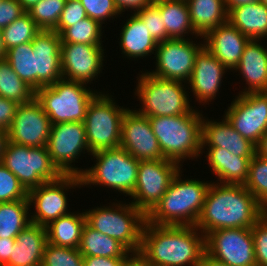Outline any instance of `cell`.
Segmentation results:
<instances>
[{"mask_svg":"<svg viewBox=\"0 0 267 266\" xmlns=\"http://www.w3.org/2000/svg\"><path fill=\"white\" fill-rule=\"evenodd\" d=\"M218 184H210L195 225L204 236L218 229L251 228L267 212L244 185Z\"/></svg>","mask_w":267,"mask_h":266,"instance_id":"6da1fadb","label":"cell"},{"mask_svg":"<svg viewBox=\"0 0 267 266\" xmlns=\"http://www.w3.org/2000/svg\"><path fill=\"white\" fill-rule=\"evenodd\" d=\"M196 231V226L154 225L146 221L139 254L151 266H198L206 248L205 236L198 237Z\"/></svg>","mask_w":267,"mask_h":266,"instance_id":"7a4b0ae2","label":"cell"},{"mask_svg":"<svg viewBox=\"0 0 267 266\" xmlns=\"http://www.w3.org/2000/svg\"><path fill=\"white\" fill-rule=\"evenodd\" d=\"M180 172L173 178L166 193L146 215L154 225L195 226L211 183L199 180H180Z\"/></svg>","mask_w":267,"mask_h":266,"instance_id":"3957f363","label":"cell"},{"mask_svg":"<svg viewBox=\"0 0 267 266\" xmlns=\"http://www.w3.org/2000/svg\"><path fill=\"white\" fill-rule=\"evenodd\" d=\"M202 115L195 111L179 116L149 117L154 135L165 159L179 163L196 157L201 150Z\"/></svg>","mask_w":267,"mask_h":266,"instance_id":"277c9868","label":"cell"},{"mask_svg":"<svg viewBox=\"0 0 267 266\" xmlns=\"http://www.w3.org/2000/svg\"><path fill=\"white\" fill-rule=\"evenodd\" d=\"M84 85L62 78L35 91V98L48 115L51 125L84 121L87 107L97 95Z\"/></svg>","mask_w":267,"mask_h":266,"instance_id":"5b68a950","label":"cell"},{"mask_svg":"<svg viewBox=\"0 0 267 266\" xmlns=\"http://www.w3.org/2000/svg\"><path fill=\"white\" fill-rule=\"evenodd\" d=\"M94 208L85 213L86 223L93 229L120 242L130 253H139L146 215L132 203Z\"/></svg>","mask_w":267,"mask_h":266,"instance_id":"8992f818","label":"cell"},{"mask_svg":"<svg viewBox=\"0 0 267 266\" xmlns=\"http://www.w3.org/2000/svg\"><path fill=\"white\" fill-rule=\"evenodd\" d=\"M92 155L97 163L83 171L82 185H105L131 196L137 183L139 160L122 147L100 150Z\"/></svg>","mask_w":267,"mask_h":266,"instance_id":"52a82bcc","label":"cell"},{"mask_svg":"<svg viewBox=\"0 0 267 266\" xmlns=\"http://www.w3.org/2000/svg\"><path fill=\"white\" fill-rule=\"evenodd\" d=\"M139 78L136 92L143 109L137 112L141 115L179 116L193 111L182 81L163 79L148 72L141 74Z\"/></svg>","mask_w":267,"mask_h":266,"instance_id":"ba28073f","label":"cell"},{"mask_svg":"<svg viewBox=\"0 0 267 266\" xmlns=\"http://www.w3.org/2000/svg\"><path fill=\"white\" fill-rule=\"evenodd\" d=\"M109 97L97 93L87 107L83 123L90 153L120 147L122 119L128 109L115 105Z\"/></svg>","mask_w":267,"mask_h":266,"instance_id":"9c48e42d","label":"cell"},{"mask_svg":"<svg viewBox=\"0 0 267 266\" xmlns=\"http://www.w3.org/2000/svg\"><path fill=\"white\" fill-rule=\"evenodd\" d=\"M1 163L27 191L62 175L53 165L46 146L29 147L8 141Z\"/></svg>","mask_w":267,"mask_h":266,"instance_id":"30bf717a","label":"cell"},{"mask_svg":"<svg viewBox=\"0 0 267 266\" xmlns=\"http://www.w3.org/2000/svg\"><path fill=\"white\" fill-rule=\"evenodd\" d=\"M179 163L169 159L139 161L132 204L147 215L166 193L180 171Z\"/></svg>","mask_w":267,"mask_h":266,"instance_id":"8fae6325","label":"cell"},{"mask_svg":"<svg viewBox=\"0 0 267 266\" xmlns=\"http://www.w3.org/2000/svg\"><path fill=\"white\" fill-rule=\"evenodd\" d=\"M46 147L53 165L62 175L81 176L83 174L82 170L71 165L80 156L82 150L87 149V152H90L83 122L51 125Z\"/></svg>","mask_w":267,"mask_h":266,"instance_id":"7c38bea8","label":"cell"},{"mask_svg":"<svg viewBox=\"0 0 267 266\" xmlns=\"http://www.w3.org/2000/svg\"><path fill=\"white\" fill-rule=\"evenodd\" d=\"M206 253L228 266H256L251 228H228L205 236Z\"/></svg>","mask_w":267,"mask_h":266,"instance_id":"4fadbf2b","label":"cell"},{"mask_svg":"<svg viewBox=\"0 0 267 266\" xmlns=\"http://www.w3.org/2000/svg\"><path fill=\"white\" fill-rule=\"evenodd\" d=\"M224 116L241 136L257 145L267 132V92L239 93Z\"/></svg>","mask_w":267,"mask_h":266,"instance_id":"5bb4252c","label":"cell"},{"mask_svg":"<svg viewBox=\"0 0 267 266\" xmlns=\"http://www.w3.org/2000/svg\"><path fill=\"white\" fill-rule=\"evenodd\" d=\"M80 184V185H79ZM81 186V176L61 175L57 180L45 182L28 191V201L34 203L36 214L31 216L32 223L47 226L53 220L69 214L67 209V197L63 191L72 186Z\"/></svg>","mask_w":267,"mask_h":266,"instance_id":"9a60e30c","label":"cell"},{"mask_svg":"<svg viewBox=\"0 0 267 266\" xmlns=\"http://www.w3.org/2000/svg\"><path fill=\"white\" fill-rule=\"evenodd\" d=\"M204 46H197L188 39H168L157 44L156 71L148 72L153 76L177 81H189L195 56Z\"/></svg>","mask_w":267,"mask_h":266,"instance_id":"2e32d148","label":"cell"},{"mask_svg":"<svg viewBox=\"0 0 267 266\" xmlns=\"http://www.w3.org/2000/svg\"><path fill=\"white\" fill-rule=\"evenodd\" d=\"M51 122L34 98L28 103L19 104L8 131L9 142L17 145L47 146Z\"/></svg>","mask_w":267,"mask_h":266,"instance_id":"e0dca14e","label":"cell"},{"mask_svg":"<svg viewBox=\"0 0 267 266\" xmlns=\"http://www.w3.org/2000/svg\"><path fill=\"white\" fill-rule=\"evenodd\" d=\"M120 147L139 161L165 159L149 117L128 109L122 119Z\"/></svg>","mask_w":267,"mask_h":266,"instance_id":"ac0fdd59","label":"cell"},{"mask_svg":"<svg viewBox=\"0 0 267 266\" xmlns=\"http://www.w3.org/2000/svg\"><path fill=\"white\" fill-rule=\"evenodd\" d=\"M103 51L102 45L61 43L63 79L85 84L92 81L102 69Z\"/></svg>","mask_w":267,"mask_h":266,"instance_id":"d6986e66","label":"cell"},{"mask_svg":"<svg viewBox=\"0 0 267 266\" xmlns=\"http://www.w3.org/2000/svg\"><path fill=\"white\" fill-rule=\"evenodd\" d=\"M61 37L54 30H41L32 41L36 63V90L63 78Z\"/></svg>","mask_w":267,"mask_h":266,"instance_id":"ffe728a7","label":"cell"},{"mask_svg":"<svg viewBox=\"0 0 267 266\" xmlns=\"http://www.w3.org/2000/svg\"><path fill=\"white\" fill-rule=\"evenodd\" d=\"M204 46L227 68L234 69L250 38L242 34L229 21L204 35Z\"/></svg>","mask_w":267,"mask_h":266,"instance_id":"44dd1931","label":"cell"},{"mask_svg":"<svg viewBox=\"0 0 267 266\" xmlns=\"http://www.w3.org/2000/svg\"><path fill=\"white\" fill-rule=\"evenodd\" d=\"M227 68L203 46L195 56L194 68L189 79L192 92L200 102L214 99ZM214 97V98H213Z\"/></svg>","mask_w":267,"mask_h":266,"instance_id":"7402d4cb","label":"cell"},{"mask_svg":"<svg viewBox=\"0 0 267 266\" xmlns=\"http://www.w3.org/2000/svg\"><path fill=\"white\" fill-rule=\"evenodd\" d=\"M224 118L222 122L205 121V119H202L201 149L206 144L209 148H224L236 156L254 157L256 145L241 136L226 117Z\"/></svg>","mask_w":267,"mask_h":266,"instance_id":"603a6c76","label":"cell"},{"mask_svg":"<svg viewBox=\"0 0 267 266\" xmlns=\"http://www.w3.org/2000/svg\"><path fill=\"white\" fill-rule=\"evenodd\" d=\"M47 244L46 227L30 222L15 238L4 266H41Z\"/></svg>","mask_w":267,"mask_h":266,"instance_id":"cb8c5ba5","label":"cell"},{"mask_svg":"<svg viewBox=\"0 0 267 266\" xmlns=\"http://www.w3.org/2000/svg\"><path fill=\"white\" fill-rule=\"evenodd\" d=\"M258 41L249 40L238 65L234 68L242 73L249 86L248 90L242 91L241 94L267 92V49L258 44Z\"/></svg>","mask_w":267,"mask_h":266,"instance_id":"d4e9b609","label":"cell"},{"mask_svg":"<svg viewBox=\"0 0 267 266\" xmlns=\"http://www.w3.org/2000/svg\"><path fill=\"white\" fill-rule=\"evenodd\" d=\"M208 150L207 160L221 184L244 185L248 178L249 163L253 157L236 156L221 147Z\"/></svg>","mask_w":267,"mask_h":266,"instance_id":"484cf974","label":"cell"},{"mask_svg":"<svg viewBox=\"0 0 267 266\" xmlns=\"http://www.w3.org/2000/svg\"><path fill=\"white\" fill-rule=\"evenodd\" d=\"M228 21L250 39L267 37V4L241 5L228 13Z\"/></svg>","mask_w":267,"mask_h":266,"instance_id":"4316f807","label":"cell"},{"mask_svg":"<svg viewBox=\"0 0 267 266\" xmlns=\"http://www.w3.org/2000/svg\"><path fill=\"white\" fill-rule=\"evenodd\" d=\"M120 34V47L128 57L141 58L156 51L158 43L152 38L146 24L136 13L126 21Z\"/></svg>","mask_w":267,"mask_h":266,"instance_id":"83f0119b","label":"cell"},{"mask_svg":"<svg viewBox=\"0 0 267 266\" xmlns=\"http://www.w3.org/2000/svg\"><path fill=\"white\" fill-rule=\"evenodd\" d=\"M192 25L197 36L228 21L224 0H186Z\"/></svg>","mask_w":267,"mask_h":266,"instance_id":"f1b7e54d","label":"cell"},{"mask_svg":"<svg viewBox=\"0 0 267 266\" xmlns=\"http://www.w3.org/2000/svg\"><path fill=\"white\" fill-rule=\"evenodd\" d=\"M46 227L47 242L56 246L79 248L86 216L66 214L50 222Z\"/></svg>","mask_w":267,"mask_h":266,"instance_id":"f546056e","label":"cell"},{"mask_svg":"<svg viewBox=\"0 0 267 266\" xmlns=\"http://www.w3.org/2000/svg\"><path fill=\"white\" fill-rule=\"evenodd\" d=\"M153 3L160 10L168 39H183L185 33L190 31L196 35L186 0H159Z\"/></svg>","mask_w":267,"mask_h":266,"instance_id":"4dcf8cb0","label":"cell"},{"mask_svg":"<svg viewBox=\"0 0 267 266\" xmlns=\"http://www.w3.org/2000/svg\"><path fill=\"white\" fill-rule=\"evenodd\" d=\"M78 249L83 257L103 256L109 258H127L130 253L116 239L93 229L87 223L83 228Z\"/></svg>","mask_w":267,"mask_h":266,"instance_id":"1f68e13d","label":"cell"},{"mask_svg":"<svg viewBox=\"0 0 267 266\" xmlns=\"http://www.w3.org/2000/svg\"><path fill=\"white\" fill-rule=\"evenodd\" d=\"M29 207L28 200L0 203V238H16L30 224Z\"/></svg>","mask_w":267,"mask_h":266,"instance_id":"d6a6232c","label":"cell"},{"mask_svg":"<svg viewBox=\"0 0 267 266\" xmlns=\"http://www.w3.org/2000/svg\"><path fill=\"white\" fill-rule=\"evenodd\" d=\"M0 97L28 103L35 98V90L24 82L3 58L0 59Z\"/></svg>","mask_w":267,"mask_h":266,"instance_id":"836d02e7","label":"cell"},{"mask_svg":"<svg viewBox=\"0 0 267 266\" xmlns=\"http://www.w3.org/2000/svg\"><path fill=\"white\" fill-rule=\"evenodd\" d=\"M4 59L11 65L14 72L36 91V63L32 42L6 50Z\"/></svg>","mask_w":267,"mask_h":266,"instance_id":"e575fe53","label":"cell"},{"mask_svg":"<svg viewBox=\"0 0 267 266\" xmlns=\"http://www.w3.org/2000/svg\"><path fill=\"white\" fill-rule=\"evenodd\" d=\"M40 31L41 29L26 12L2 29L4 46L9 50L17 45L32 42Z\"/></svg>","mask_w":267,"mask_h":266,"instance_id":"d590c367","label":"cell"},{"mask_svg":"<svg viewBox=\"0 0 267 266\" xmlns=\"http://www.w3.org/2000/svg\"><path fill=\"white\" fill-rule=\"evenodd\" d=\"M101 24L86 17L66 28L61 34L62 43L101 45Z\"/></svg>","mask_w":267,"mask_h":266,"instance_id":"8d00e7d4","label":"cell"},{"mask_svg":"<svg viewBox=\"0 0 267 266\" xmlns=\"http://www.w3.org/2000/svg\"><path fill=\"white\" fill-rule=\"evenodd\" d=\"M245 188L267 210V159L255 154L250 160Z\"/></svg>","mask_w":267,"mask_h":266,"instance_id":"74e56055","label":"cell"},{"mask_svg":"<svg viewBox=\"0 0 267 266\" xmlns=\"http://www.w3.org/2000/svg\"><path fill=\"white\" fill-rule=\"evenodd\" d=\"M66 0H40L27 13L41 30H54Z\"/></svg>","mask_w":267,"mask_h":266,"instance_id":"f35d334b","label":"cell"},{"mask_svg":"<svg viewBox=\"0 0 267 266\" xmlns=\"http://www.w3.org/2000/svg\"><path fill=\"white\" fill-rule=\"evenodd\" d=\"M41 266H83L78 248L62 247L47 242Z\"/></svg>","mask_w":267,"mask_h":266,"instance_id":"ab89813d","label":"cell"},{"mask_svg":"<svg viewBox=\"0 0 267 266\" xmlns=\"http://www.w3.org/2000/svg\"><path fill=\"white\" fill-rule=\"evenodd\" d=\"M28 191L18 178L0 162V203L28 200Z\"/></svg>","mask_w":267,"mask_h":266,"instance_id":"60d3db41","label":"cell"},{"mask_svg":"<svg viewBox=\"0 0 267 266\" xmlns=\"http://www.w3.org/2000/svg\"><path fill=\"white\" fill-rule=\"evenodd\" d=\"M146 24L152 38L157 42L168 40L166 27L160 14L159 8L151 2L135 12Z\"/></svg>","mask_w":267,"mask_h":266,"instance_id":"b9f144b4","label":"cell"},{"mask_svg":"<svg viewBox=\"0 0 267 266\" xmlns=\"http://www.w3.org/2000/svg\"><path fill=\"white\" fill-rule=\"evenodd\" d=\"M256 266H267V212L251 227Z\"/></svg>","mask_w":267,"mask_h":266,"instance_id":"7bdbcfd3","label":"cell"},{"mask_svg":"<svg viewBox=\"0 0 267 266\" xmlns=\"http://www.w3.org/2000/svg\"><path fill=\"white\" fill-rule=\"evenodd\" d=\"M89 18L102 24L107 18L121 14L114 0H79Z\"/></svg>","mask_w":267,"mask_h":266,"instance_id":"ee69618b","label":"cell"},{"mask_svg":"<svg viewBox=\"0 0 267 266\" xmlns=\"http://www.w3.org/2000/svg\"><path fill=\"white\" fill-rule=\"evenodd\" d=\"M88 17L79 0H66L59 22L54 29L59 35L68 27Z\"/></svg>","mask_w":267,"mask_h":266,"instance_id":"f6af8a7d","label":"cell"},{"mask_svg":"<svg viewBox=\"0 0 267 266\" xmlns=\"http://www.w3.org/2000/svg\"><path fill=\"white\" fill-rule=\"evenodd\" d=\"M26 11L18 0L0 1V29H4L17 18L25 14Z\"/></svg>","mask_w":267,"mask_h":266,"instance_id":"bcb514c9","label":"cell"},{"mask_svg":"<svg viewBox=\"0 0 267 266\" xmlns=\"http://www.w3.org/2000/svg\"><path fill=\"white\" fill-rule=\"evenodd\" d=\"M18 105L16 101L0 97V128L9 129Z\"/></svg>","mask_w":267,"mask_h":266,"instance_id":"7dc6e473","label":"cell"},{"mask_svg":"<svg viewBox=\"0 0 267 266\" xmlns=\"http://www.w3.org/2000/svg\"><path fill=\"white\" fill-rule=\"evenodd\" d=\"M126 258H109L103 256L83 257V266H122Z\"/></svg>","mask_w":267,"mask_h":266,"instance_id":"c3c4849f","label":"cell"},{"mask_svg":"<svg viewBox=\"0 0 267 266\" xmlns=\"http://www.w3.org/2000/svg\"><path fill=\"white\" fill-rule=\"evenodd\" d=\"M118 10L122 13L125 9H135L134 11H138L142 9L144 6L151 3V0H114Z\"/></svg>","mask_w":267,"mask_h":266,"instance_id":"681fc988","label":"cell"},{"mask_svg":"<svg viewBox=\"0 0 267 266\" xmlns=\"http://www.w3.org/2000/svg\"><path fill=\"white\" fill-rule=\"evenodd\" d=\"M14 244L15 238H0V266H4L9 261Z\"/></svg>","mask_w":267,"mask_h":266,"instance_id":"f907efd6","label":"cell"},{"mask_svg":"<svg viewBox=\"0 0 267 266\" xmlns=\"http://www.w3.org/2000/svg\"><path fill=\"white\" fill-rule=\"evenodd\" d=\"M130 255V257L128 256L124 260L122 266H151L139 253H133Z\"/></svg>","mask_w":267,"mask_h":266,"instance_id":"816d5d0a","label":"cell"},{"mask_svg":"<svg viewBox=\"0 0 267 266\" xmlns=\"http://www.w3.org/2000/svg\"><path fill=\"white\" fill-rule=\"evenodd\" d=\"M264 0H224L226 11L229 13L232 9L241 5L263 2Z\"/></svg>","mask_w":267,"mask_h":266,"instance_id":"f5cc1de1","label":"cell"},{"mask_svg":"<svg viewBox=\"0 0 267 266\" xmlns=\"http://www.w3.org/2000/svg\"><path fill=\"white\" fill-rule=\"evenodd\" d=\"M198 266H228L224 262L218 261L206 252L203 254Z\"/></svg>","mask_w":267,"mask_h":266,"instance_id":"db71d44e","label":"cell"},{"mask_svg":"<svg viewBox=\"0 0 267 266\" xmlns=\"http://www.w3.org/2000/svg\"><path fill=\"white\" fill-rule=\"evenodd\" d=\"M256 154L267 159V132L261 137L256 145Z\"/></svg>","mask_w":267,"mask_h":266,"instance_id":"11a10c76","label":"cell"},{"mask_svg":"<svg viewBox=\"0 0 267 266\" xmlns=\"http://www.w3.org/2000/svg\"><path fill=\"white\" fill-rule=\"evenodd\" d=\"M8 141V131L0 128V162L2 161L3 153Z\"/></svg>","mask_w":267,"mask_h":266,"instance_id":"9f6ffc18","label":"cell"},{"mask_svg":"<svg viewBox=\"0 0 267 266\" xmlns=\"http://www.w3.org/2000/svg\"><path fill=\"white\" fill-rule=\"evenodd\" d=\"M40 0H18V2L22 5L24 10L27 12L30 8H32L35 4H37Z\"/></svg>","mask_w":267,"mask_h":266,"instance_id":"6f0895ef","label":"cell"},{"mask_svg":"<svg viewBox=\"0 0 267 266\" xmlns=\"http://www.w3.org/2000/svg\"><path fill=\"white\" fill-rule=\"evenodd\" d=\"M5 55H6V48L3 43L2 29H0V59L5 58Z\"/></svg>","mask_w":267,"mask_h":266,"instance_id":"680465c9","label":"cell"}]
</instances>
